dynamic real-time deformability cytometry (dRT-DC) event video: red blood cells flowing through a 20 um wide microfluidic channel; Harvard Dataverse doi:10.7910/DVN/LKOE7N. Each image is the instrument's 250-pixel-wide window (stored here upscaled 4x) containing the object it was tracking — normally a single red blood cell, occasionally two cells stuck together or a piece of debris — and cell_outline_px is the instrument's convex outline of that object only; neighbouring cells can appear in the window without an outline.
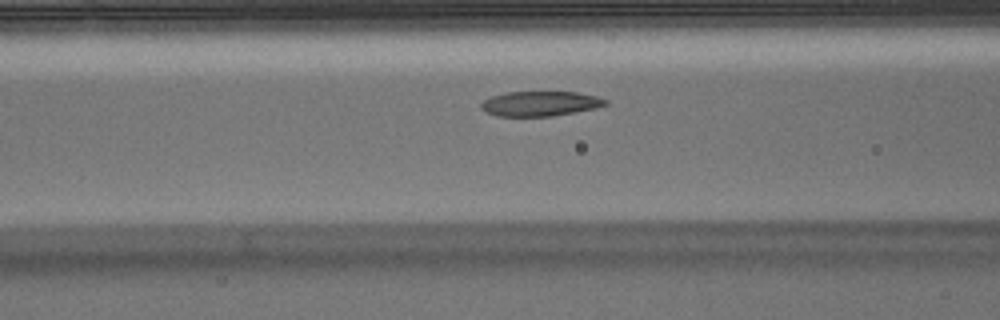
{"species": "Egyptian fruit bat (a non-hibernating species)", "species_latin": "Rousettus aegyptiacus", "temperature_condition": "warm", "stored_images_in_passage": 33, "camera_frame_rate_fps": 3000, "um_per_image_px": 0.085, "animal": {"sex": "male"}, "frame": {"image": 1, "passage_image": 12, "time_ms": 3.667, "image_size_px": [1000, 320], "cell_outline_px": [[608, 104], [596, 108], [552, 116], [496, 116], [480, 108], [480, 104], [484, 100], [492, 96], [508, 92], [576, 92], [596, 96], [608, 100]], "centroid_in_image_um": [45.93, 8.81], "position_along_channel_um": 120.7, "area_um2": 17.92}}
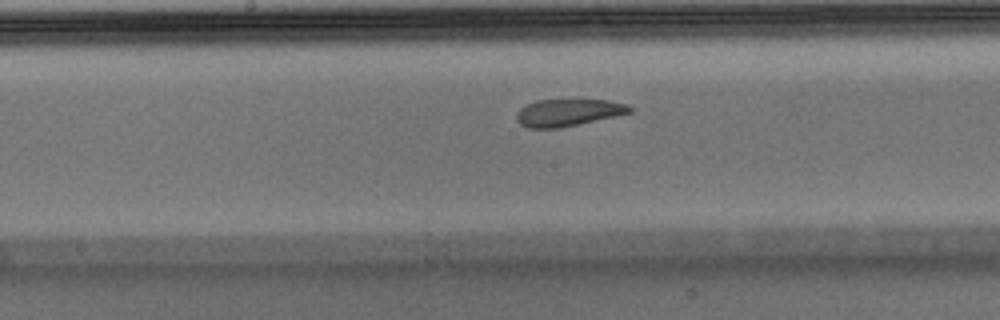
{"frame": {"image": 2, "passage_image": 18, "time_ms": 5.667, "image_size_px": [1000, 320], "cell_outline_px": [[632, 112], [616, 116], [560, 128], [528, 128], [520, 124], [516, 120], [516, 112], [520, 108], [536, 100], [576, 96], [608, 100], [624, 104], [632, 108]], "centroid_in_image_um": [48.28, 9.51], "position_along_channel_um": 199.9, "area_um2": 18.84}}
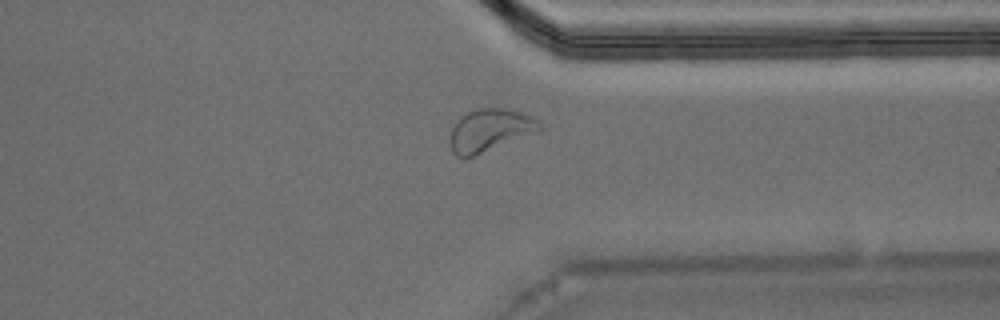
{"frame": {"image": 3, "passage_image": 31, "time_ms": 10.0, "image_size_px": [1000, 320], "cell_outline_px": [[544, 128], [536, 132], [464, 160], [456, 156], [452, 152], [448, 140], [452, 128], [456, 120], [464, 112], [476, 108], [504, 108], [520, 112], [532, 116], [544, 124]], "centroid_in_image_um": [41.59, 11.07], "position_along_channel_um": 369.8, "area_um2": 22.72}}